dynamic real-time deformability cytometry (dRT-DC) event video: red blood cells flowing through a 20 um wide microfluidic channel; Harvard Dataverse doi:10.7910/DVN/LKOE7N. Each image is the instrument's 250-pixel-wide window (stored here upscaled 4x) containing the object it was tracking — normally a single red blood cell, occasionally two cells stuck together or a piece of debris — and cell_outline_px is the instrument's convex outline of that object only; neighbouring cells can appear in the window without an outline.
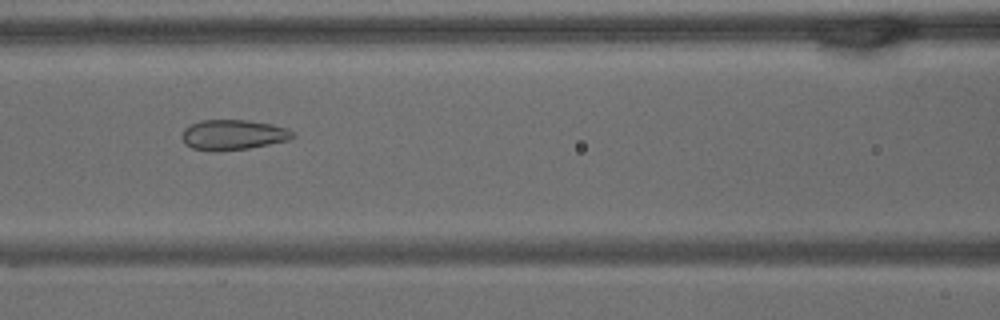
{"species": "common noctule bat (a hibernating species)", "species_latin": "Nyctalus noctula", "temperature_condition": "warm", "stored_images_in_passage": 55, "camera_frame_rate_fps": 3000, "um_per_image_px": 0.085, "animal": {"sex": "male", "body_mass_g": 15.6}, "frame": {"image": 1, "passage_image": 18, "time_ms": 5.667, "image_size_px": [1000, 320], "cell_outline_px": [[296, 136], [288, 140], [248, 148], [212, 152], [192, 148], [184, 144], [180, 136], [184, 128], [188, 124], [200, 120], [248, 120], [272, 124], [288, 128], [296, 132]], "centroid_in_image_um": [19.78, 11.45], "position_along_channel_um": 146.8, "area_um2": 19.88}}
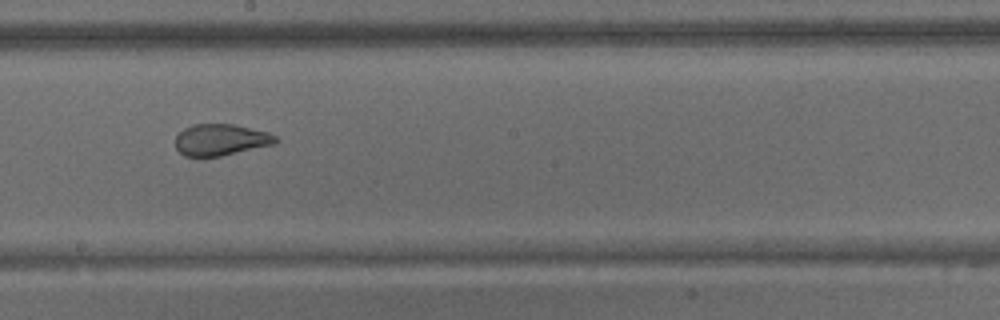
{"frame": {"image": 2, "passage_image": 26, "time_ms": 8.333, "image_size_px": [1000, 320], "cell_outline_px": [[280, 140], [276, 144], [220, 156], [184, 156], [176, 148], [176, 136], [184, 128], [192, 124], [232, 124], [268, 132], [276, 136]], "centroid_in_image_um": [18.79, 11.88], "position_along_channel_um": 229.4, "area_um2": 18.38}}
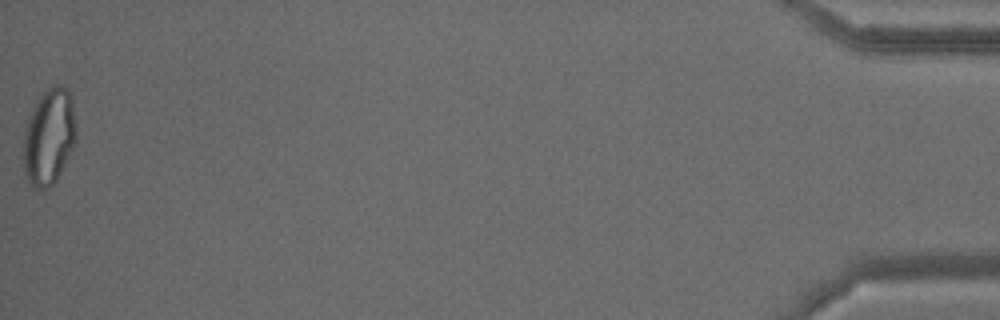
{"frame": {"image": 3, "passage_image": 55, "time_ms": 18.0, "image_size_px": [1000, 320], "cell_outline_px": [[76, 140], [56, 180], [44, 192], [36, 188], [28, 180], [24, 172], [20, 156], [24, 128], [28, 116], [32, 108], [40, 96], [52, 84], [60, 84], [68, 88], [72, 96], [76, 136]], "centroid_in_image_um": [4.11, 11.62], "position_along_channel_um": 431.1, "area_um2": 30.29}, "authors_computed_cell_mechanics": {"area_um2": 23.12, "velocity_mm_per_s": 3.1133, "shape_relaxation_time_tau1_ms": null, "shape_relaxation_time_tau2_ms": 1.3669, "deformation_change_tau1": null, "deformation_change_tau2": 0.0809}}